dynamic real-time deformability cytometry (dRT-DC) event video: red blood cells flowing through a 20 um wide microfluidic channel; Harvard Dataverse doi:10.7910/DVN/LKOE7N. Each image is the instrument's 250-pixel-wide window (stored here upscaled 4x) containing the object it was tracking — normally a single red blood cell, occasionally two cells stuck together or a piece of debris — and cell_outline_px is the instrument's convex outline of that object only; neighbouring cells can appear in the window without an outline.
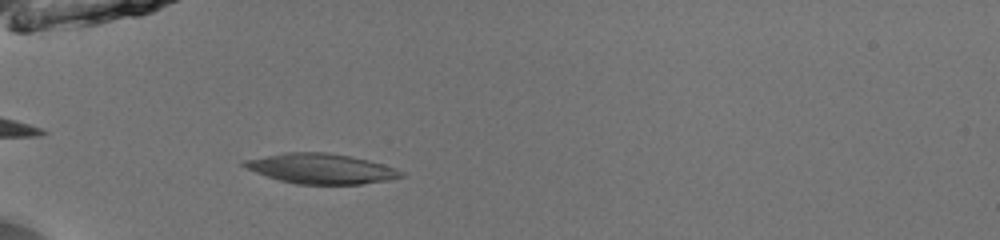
{"species": "common noctule bat (a hibernating species)", "species_latin": "Nyctalus noctula", "temperature_condition": "room temperature", "stored_images_in_passage": 20, "camera_frame_rate_fps": 3000, "um_per_image_px": 0.085, "animal": {"sex": "male", "body_mass_g": 13.0, "forearm_length_mm": 53.1}, "frame": {"image": 1, "passage_image": 3, "time_ms": 0.667, "image_size_px": [1000, 240], "cell_outline_px": [[404, 176], [384, 180], [360, 184], [296, 184], [280, 180], [256, 172], [240, 164], [244, 160], [284, 152], [328, 152], [368, 160], [384, 164], [396, 168], [404, 172]], "centroid_in_image_um": [27.29, 14.32], "position_along_channel_um": 57.7, "area_um2": 27.22}}
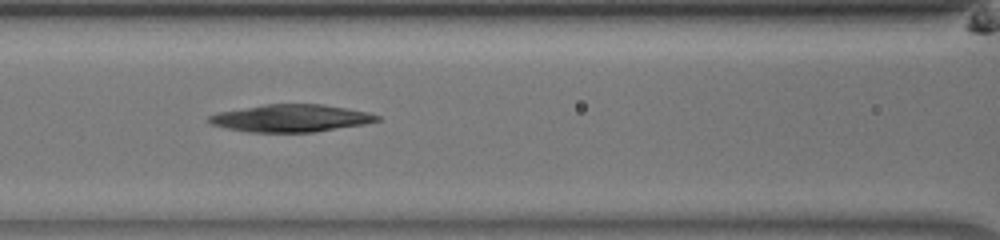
{"frame": {"image": 2, "passage_image": 10, "time_ms": 3.0, "image_size_px": [1000, 240], "cell_outline_px": [[380, 120], [364, 124], [312, 132], [248, 132], [228, 128], [212, 124], [208, 120], [208, 116], [220, 112], [264, 104], [320, 104], [344, 108], [364, 112], [380, 116]], "centroid_in_image_um": [24.7, 10.05], "position_along_channel_um": 141.9, "area_um2": 26.36}}
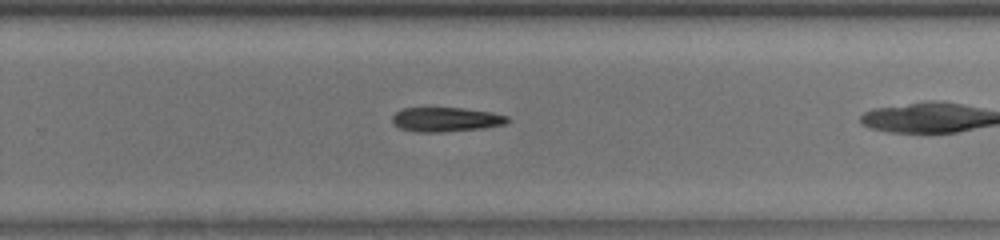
{"frame": {"image": 3, "passage_image": 18, "time_ms": 5.667, "image_size_px": [1000, 240], "cell_outline_px": [[508, 124], [480, 128], [440, 132], [416, 132], [400, 128], [392, 124], [392, 116], [400, 108], [464, 108], [492, 112], [508, 116]], "centroid_in_image_um": [37.88, 10.15], "position_along_channel_um": 291.9, "area_um2": 16.42}}